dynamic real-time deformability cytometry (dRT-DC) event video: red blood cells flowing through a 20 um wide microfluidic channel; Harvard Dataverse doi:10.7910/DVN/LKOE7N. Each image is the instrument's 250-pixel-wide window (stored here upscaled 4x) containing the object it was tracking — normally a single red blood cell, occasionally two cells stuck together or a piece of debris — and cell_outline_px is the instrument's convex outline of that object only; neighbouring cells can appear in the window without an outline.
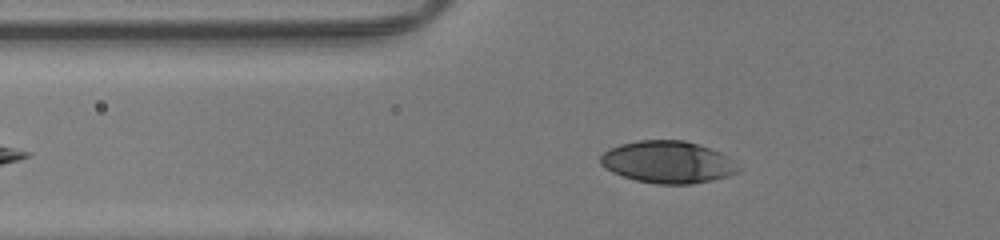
{"species": "human", "species_latin": "Homo sapiens", "temperature_condition": "room temperature", "stored_images_in_passage": 34, "camera_frame_rate_fps": 3000, "um_per_image_px": 0.085, "donor": {"sex": "male"}, "frame": {"image": 1, "passage_image": 8, "time_ms": 2.333, "image_size_px": [1000, 240], "cell_outline_px": [[740, 172], [728, 176], [712, 180], [692, 184], [660, 184], [636, 180], [612, 172], [600, 164], [600, 156], [604, 152], [620, 144], [636, 140], [684, 140], [720, 152], [728, 156], [740, 168]], "centroid_in_image_um": [56.77, 13.78], "position_along_channel_um": 69.0, "area_um2": 33.7}}
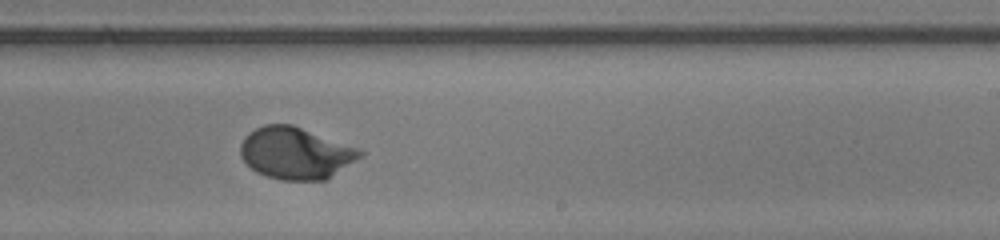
{"frame": {"image": 2, "passage_image": 23, "time_ms": 7.333, "image_size_px": [1000, 240], "cell_outline_px": [[364, 152], [360, 156], [328, 180], [280, 180], [264, 176], [256, 172], [240, 156], [240, 144], [244, 136], [248, 132], [264, 124], [292, 124], [356, 148]], "centroid_in_image_um": [25.07, 13.02], "position_along_channel_um": 263.9, "area_um2": 35.95}}
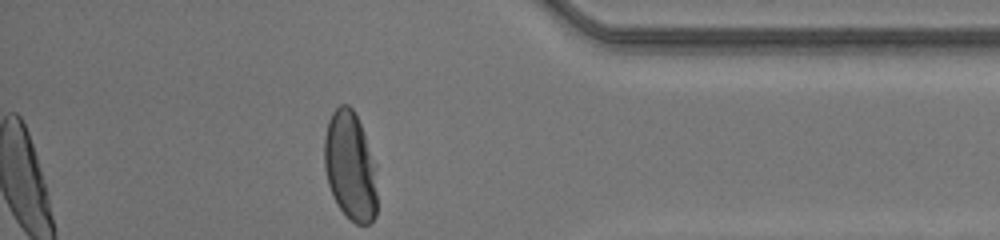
{"frame": {"image": 3, "passage_image": 34, "time_ms": 11.0, "image_size_px": [1000, 240], "cell_outline_px": [[376, 216], [368, 224], [356, 224], [336, 204], [332, 196], [328, 184], [324, 168], [324, 136], [328, 120], [332, 112], [340, 104], [348, 104], [352, 108], [360, 124], [376, 168]], "centroid_in_image_um": [29.74, 14.12], "position_along_channel_um": 405.5, "area_um2": 33.47}, "authors_computed_cell_mechanics": {"area_um2": 34.8823, "velocity_mm_per_s": 4.2044, "shape_relaxation_time_tau1_ms": 2.5279, "shape_relaxation_time_tau2_ms": null, "deformation_change_tau1": 0.1953, "deformation_change_tau2": null}}